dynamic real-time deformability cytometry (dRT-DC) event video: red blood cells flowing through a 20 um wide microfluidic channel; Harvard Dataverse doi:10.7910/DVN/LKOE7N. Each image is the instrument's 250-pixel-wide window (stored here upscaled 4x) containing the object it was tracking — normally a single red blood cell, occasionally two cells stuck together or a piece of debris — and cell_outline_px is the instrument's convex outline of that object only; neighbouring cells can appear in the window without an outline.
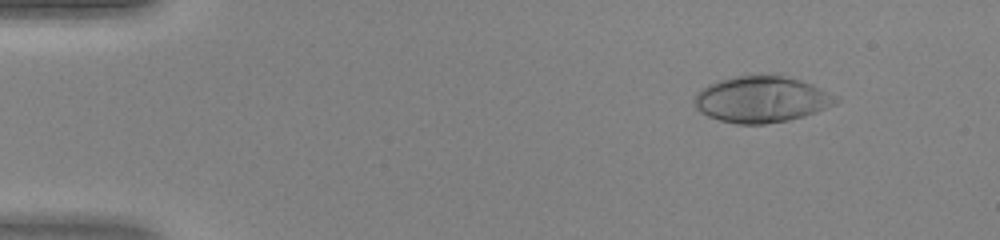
{"species": "human", "species_latin": "Homo sapiens", "temperature_condition": "warm", "stored_images_in_passage": 46, "camera_frame_rate_fps": 3000, "um_per_image_px": 0.085, "donor": {"sex": "female"}, "frame": {"image": 1, "passage_image": 5, "time_ms": 1.333, "image_size_px": [1000, 240], "cell_outline_px": [[840, 100], [836, 104], [816, 112], [804, 116], [788, 120], [764, 124], [736, 124], [720, 120], [708, 116], [700, 112], [696, 108], [696, 92], [700, 88], [716, 80], [736, 76], [784, 76], [800, 80], [812, 84], [836, 96]], "centroid_in_image_um": [64.72, 8.45], "position_along_channel_um": 20.3, "area_um2": 37.92}}
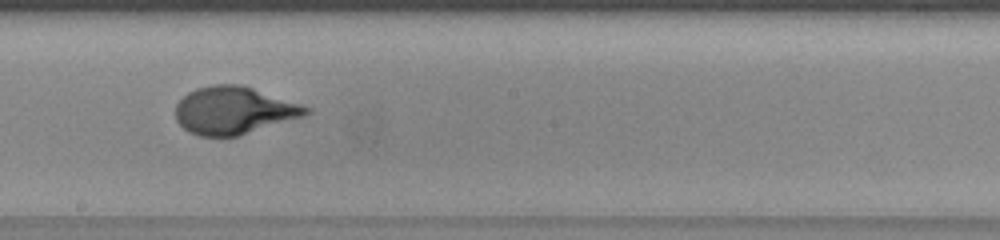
{"frame": {"image": 2, "passage_image": 26, "time_ms": 8.333, "image_size_px": [1000, 240], "cell_outline_px": [[312, 112], [304, 116], [236, 136], [200, 136], [188, 132], [176, 120], [176, 104], [188, 92], [196, 88], [212, 84], [240, 84], [312, 108]], "centroid_in_image_um": [19.86, 9.38], "position_along_channel_um": 228.3, "area_um2": 35.84}}
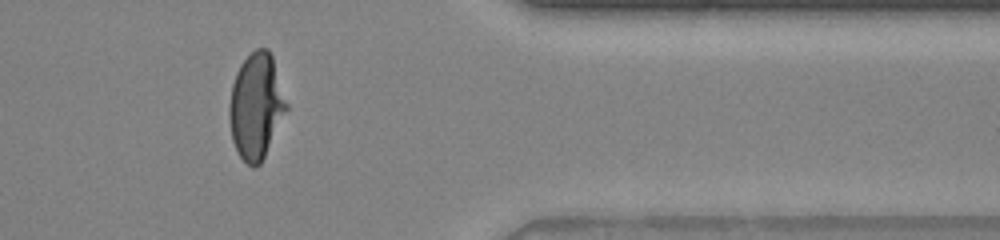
{"frame": {"image": 3, "passage_image": 38, "time_ms": 12.333, "image_size_px": [1000, 240], "cell_outline_px": [[288, 108], [260, 164], [256, 168], [252, 168], [240, 156], [232, 140], [228, 116], [228, 108], [232, 84], [236, 72], [240, 64], [256, 48], [268, 48], [272, 56], [288, 104]], "centroid_in_image_um": [21.76, 9.02], "position_along_channel_um": 389.6, "area_um2": 35.08}}